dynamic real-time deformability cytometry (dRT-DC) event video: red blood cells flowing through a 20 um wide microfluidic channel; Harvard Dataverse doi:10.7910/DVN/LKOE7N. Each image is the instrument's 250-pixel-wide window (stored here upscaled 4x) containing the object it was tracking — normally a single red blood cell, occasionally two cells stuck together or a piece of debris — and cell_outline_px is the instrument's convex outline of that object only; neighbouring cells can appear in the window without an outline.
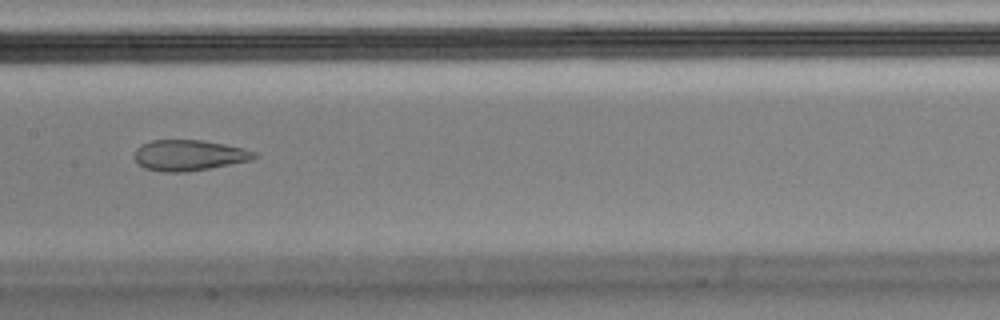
{"species": "Egyptian fruit bat (a non-hibernating species)", "species_latin": "Rousettus aegyptiacus", "temperature_condition": "cold", "stored_images_in_passage": 14, "camera_frame_rate_fps": 3000, "um_per_image_px": 0.085, "animal": {"sex": "male"}, "frame": {"image": 1, "passage_image": 8, "time_ms": 2.333, "image_size_px": [1000, 320], "cell_outline_px": [[260, 156], [252, 160], [188, 172], [160, 172], [144, 168], [136, 160], [136, 148], [140, 144], [152, 140], [200, 140], [224, 144], [244, 148], [256, 152]], "centroid_in_image_um": [16.09, 13.2], "position_along_channel_um": 191.3, "area_um2": 21.56}}